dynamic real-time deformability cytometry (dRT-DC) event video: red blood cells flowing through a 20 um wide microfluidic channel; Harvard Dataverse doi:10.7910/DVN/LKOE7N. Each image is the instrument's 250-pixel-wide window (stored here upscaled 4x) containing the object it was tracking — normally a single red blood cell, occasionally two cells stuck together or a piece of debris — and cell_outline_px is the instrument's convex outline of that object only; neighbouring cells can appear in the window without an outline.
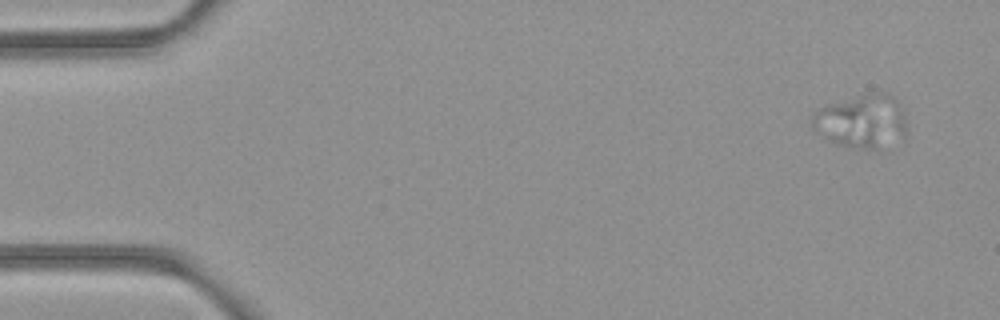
{"species": "common noctule bat (a hibernating species)", "species_latin": "Nyctalus noctula", "temperature_condition": "room temperature", "stored_images_in_passage": 5, "camera_frame_rate_fps": 3000, "um_per_image_px": 0.085, "animal": {"sex": "female", "body_mass_g": 21.9}, "frame": {"image": 1, "passage_image": 1, "time_ms": 0.0, "image_size_px": [1000, 320], "cell_outline_px": [[904, 132], [884, 152], [880, 152], [848, 148], [816, 132], [812, 128], [808, 120], [812, 112], [828, 104], [868, 92], [888, 92], [896, 100], [904, 112]], "centroid_in_image_um": [73.21, 10.33], "position_along_channel_um": 11.8, "area_um2": 30.17}}